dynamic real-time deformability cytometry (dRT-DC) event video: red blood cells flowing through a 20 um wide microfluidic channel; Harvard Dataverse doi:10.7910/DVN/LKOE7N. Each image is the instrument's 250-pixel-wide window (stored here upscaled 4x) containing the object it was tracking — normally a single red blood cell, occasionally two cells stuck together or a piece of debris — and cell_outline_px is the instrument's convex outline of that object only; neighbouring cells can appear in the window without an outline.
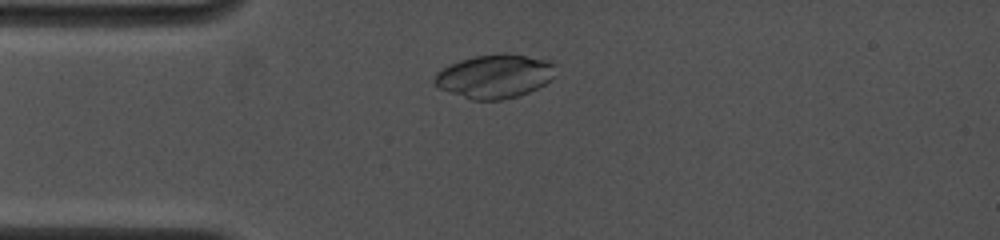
{"species": "common noctule bat (a hibernating species)", "species_latin": "Nyctalus noctula", "temperature_condition": "cold", "stored_images_in_passage": 7, "camera_frame_rate_fps": 4500, "um_per_image_px": 0.085, "animal": {"sex": "female", "body_mass_g": 19.0, "forearm_length_mm": 53.3}, "frame": {"image": 1, "passage_image": 3, "time_ms": 2.222, "image_size_px": [1000, 240], "cell_outline_px": [[552, 76], [544, 84], [528, 92], [516, 96], [500, 100], [472, 100], [440, 88], [432, 80], [436, 72], [460, 60], [476, 56], [504, 52], [552, 60]], "centroid_in_image_um": [42.02, 6.47], "position_along_channel_um": 43.0, "area_um2": 30.4}}
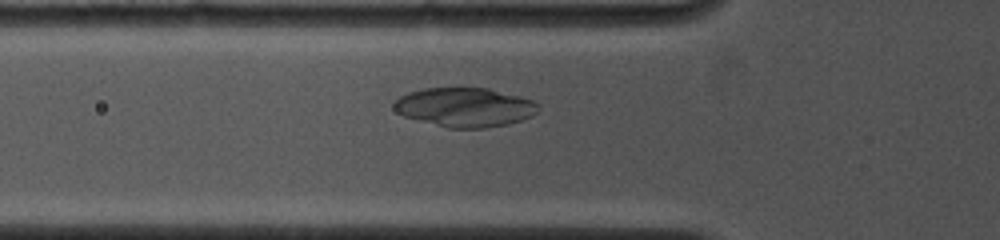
{"frame": {"image": 2, "passage_image": 5, "time_ms": 3.778, "image_size_px": [1000, 240], "cell_outline_px": [[540, 108], [532, 116], [508, 124], [484, 128], [448, 128], [404, 116], [396, 112], [392, 108], [392, 104], [400, 96], [408, 92], [424, 88], [488, 88], [520, 96], [532, 100], [540, 104]], "centroid_in_image_um": [39.51, 9.11], "position_along_channel_um": 86.3, "area_um2": 33.0}}
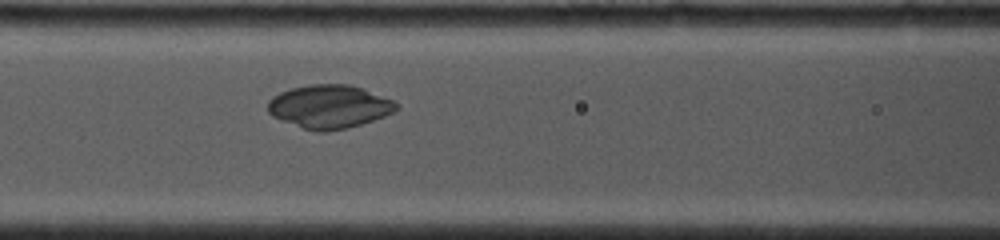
{"frame": {"image": 3, "passage_image": 7, "time_ms": 5.111, "image_size_px": [1000, 240], "cell_outline_px": [[396, 108], [392, 112], [384, 116], [360, 124], [328, 132], [316, 132], [304, 128], [272, 116], [268, 112], [268, 100], [272, 96], [280, 92], [292, 88], [308, 84], [348, 84], [360, 88], [392, 100], [396, 104]], "centroid_in_image_um": [27.93, 9.06], "position_along_channel_um": 138.7, "area_um2": 31.96}}